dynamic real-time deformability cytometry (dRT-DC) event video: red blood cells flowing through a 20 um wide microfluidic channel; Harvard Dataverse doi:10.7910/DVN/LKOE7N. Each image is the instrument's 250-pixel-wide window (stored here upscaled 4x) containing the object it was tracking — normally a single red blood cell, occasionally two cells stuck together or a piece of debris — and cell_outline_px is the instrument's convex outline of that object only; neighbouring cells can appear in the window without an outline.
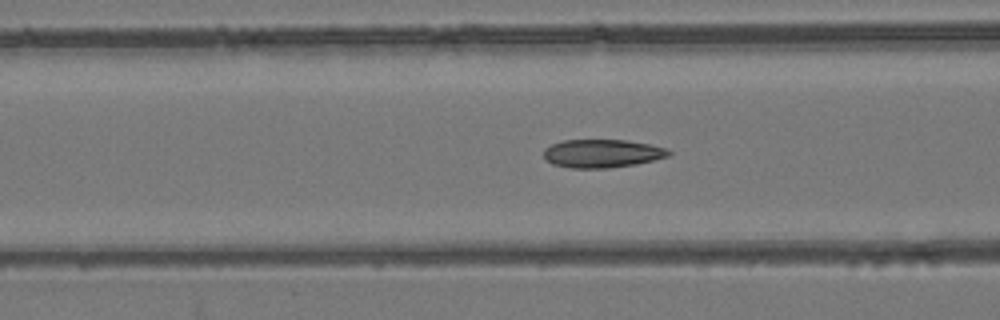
{"species": "common noctule bat (a hibernating species)", "species_latin": "Nyctalus noctula", "temperature_condition": "room temperature", "stored_images_in_passage": 39, "camera_frame_rate_fps": 3000, "um_per_image_px": 0.085, "animal": {"sex": "female", "body_mass_g": 24.6, "forearm_length_mm": 56.2}, "frame": {"image": 1, "passage_image": 14, "time_ms": 4.333, "image_size_px": [1000, 320], "cell_outline_px": [[672, 152], [668, 156], [636, 164], [608, 168], [572, 168], [552, 164], [544, 160], [544, 148], [552, 144], [564, 140], [628, 140], [648, 144], [664, 148]], "centroid_in_image_um": [51.13, 13.04], "position_along_channel_um": 115.5, "area_um2": 20.52}}
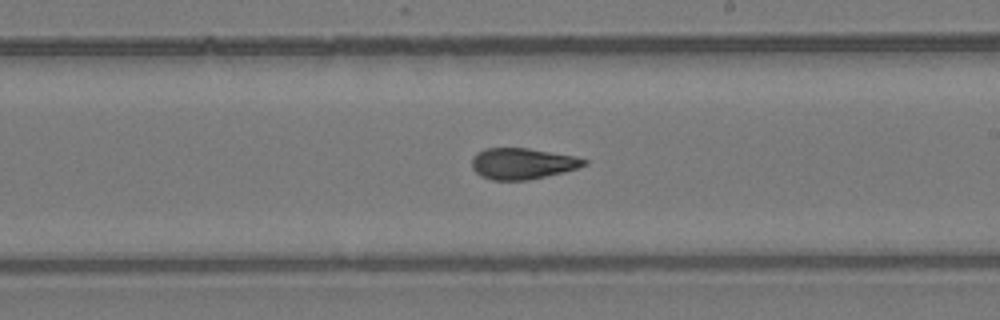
{"frame": {"image": 2, "passage_image": 24, "time_ms": 7.667, "image_size_px": [1000, 320], "cell_outline_px": [[588, 164], [576, 168], [528, 180], [492, 180], [480, 176], [472, 168], [472, 156], [476, 152], [484, 148], [528, 148], [576, 156], [588, 160]], "centroid_in_image_um": [44.36, 13.89], "position_along_channel_um": 244.6, "area_um2": 20.35}}
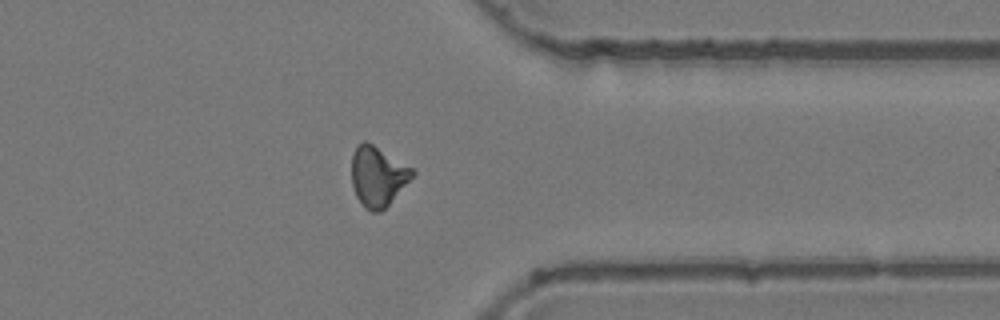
{"frame": {"image": 3, "passage_image": 35, "time_ms": 11.333, "image_size_px": [1000, 320], "cell_outline_px": [[416, 172], [388, 204], [380, 212], [372, 212], [364, 208], [360, 204], [356, 196], [352, 184], [352, 152], [356, 144], [364, 140], [372, 144], [412, 168]], "centroid_in_image_um": [32.06, 14.98], "position_along_channel_um": 379.3, "area_um2": 20.98}, "authors_computed_cell_mechanics": {"area_um2": 20.8658, "velocity_mm_per_s": 3.8774, "shape_relaxation_time_tau1_ms": null, "shape_relaxation_time_tau2_ms": 2.0741, "deformation_change_tau1": null, "deformation_change_tau2": 0.0864}}